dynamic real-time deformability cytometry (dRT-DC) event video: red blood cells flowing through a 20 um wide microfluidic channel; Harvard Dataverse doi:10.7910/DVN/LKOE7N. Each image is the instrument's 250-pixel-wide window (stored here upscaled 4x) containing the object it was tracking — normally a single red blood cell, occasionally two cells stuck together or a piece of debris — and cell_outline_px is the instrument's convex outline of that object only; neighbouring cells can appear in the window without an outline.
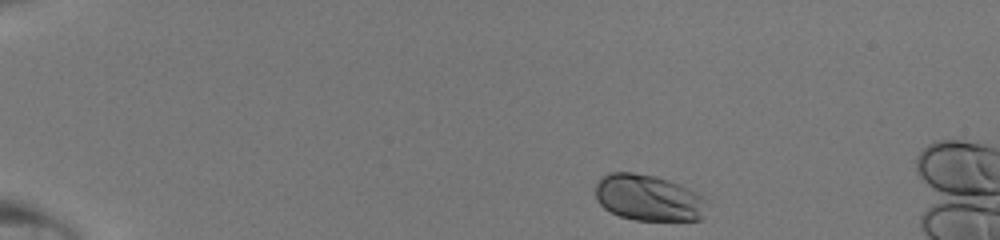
{"species": "human", "species_latin": "Homo sapiens", "temperature_condition": "room temperature", "stored_images_in_passage": 40, "camera_frame_rate_fps": 3000, "um_per_image_px": 0.085, "donor": {"sex": "male"}, "frame": {"image": 1, "passage_image": 1, "time_ms": 0.0, "image_size_px": [1000, 240], "cell_outline_px": [[704, 216], [700, 220], [636, 220], [620, 216], [604, 208], [596, 200], [596, 184], [600, 176], [608, 172], [632, 172], [656, 176], [680, 184], [696, 192], [704, 200]], "centroid_in_image_um": [55.07, 16.8], "position_along_channel_um": 29.9, "area_um2": 30.0}}
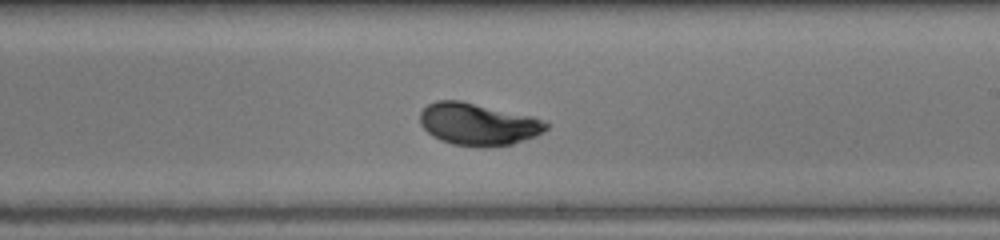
{"frame": {"image": 2, "passage_image": 23, "time_ms": 7.333, "image_size_px": [1000, 240], "cell_outline_px": [[552, 124], [544, 132], [536, 136], [512, 144], [484, 148], [480, 148], [452, 144], [440, 140], [432, 136], [420, 124], [420, 112], [428, 104], [436, 100], [460, 100], [532, 116], [548, 120]], "centroid_in_image_um": [40.68, 10.56], "position_along_channel_um": 248.3, "area_um2": 31.5}}
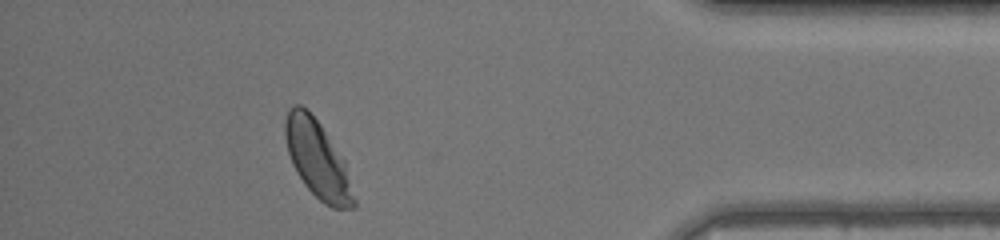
{"frame": {"image": 3, "passage_image": 36, "time_ms": 11.667, "image_size_px": [1000, 240], "cell_outline_px": [[356, 208], [332, 208], [324, 204], [304, 184], [292, 164], [288, 152], [284, 136], [284, 124], [288, 108], [292, 104], [300, 104], [320, 124], [344, 160], [356, 200]], "centroid_in_image_um": [26.98, 13.56], "position_along_channel_um": 408.2, "area_um2": 30.69}}